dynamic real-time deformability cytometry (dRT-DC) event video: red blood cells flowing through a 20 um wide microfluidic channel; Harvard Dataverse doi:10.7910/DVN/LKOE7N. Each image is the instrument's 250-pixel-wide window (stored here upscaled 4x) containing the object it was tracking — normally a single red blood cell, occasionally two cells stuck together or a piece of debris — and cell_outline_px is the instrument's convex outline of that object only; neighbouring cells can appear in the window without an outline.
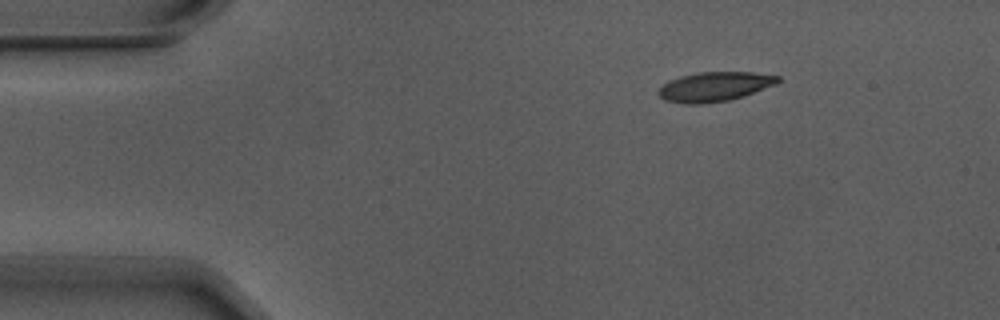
{"species": "Egyptian fruit bat (a non-hibernating species)", "species_latin": "Rousettus aegyptiacus", "temperature_condition": "warm", "stored_images_in_passage": 2, "camera_frame_rate_fps": 3000, "um_per_image_px": 0.085, "animal": {"sex": "male"}, "frame": {"image": 1, "passage_image": 1, "time_ms": 0.0, "image_size_px": [1000, 320], "cell_outline_px": [[780, 80], [776, 84], [744, 96], [728, 100], [700, 104], [684, 104], [664, 100], [656, 92], [668, 80], [680, 76], [696, 72], [752, 72], [780, 76]], "centroid_in_image_um": [60.72, 7.36], "position_along_channel_um": 24.3, "area_um2": 20.58}}